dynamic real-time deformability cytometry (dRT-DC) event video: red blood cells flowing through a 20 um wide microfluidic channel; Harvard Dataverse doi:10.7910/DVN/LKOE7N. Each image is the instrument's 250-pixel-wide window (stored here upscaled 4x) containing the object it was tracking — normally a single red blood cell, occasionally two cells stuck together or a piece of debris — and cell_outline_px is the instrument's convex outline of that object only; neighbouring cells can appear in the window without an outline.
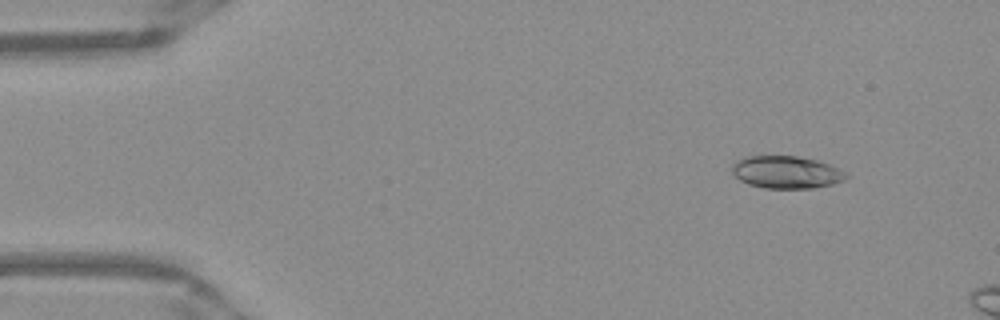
{"species": "Egyptian fruit bat (a non-hibernating species)", "species_latin": "Rousettus aegyptiacus", "temperature_condition": "warm", "stored_images_in_passage": 8, "camera_frame_rate_fps": 3000, "um_per_image_px": 0.085, "frame": {"image": 1, "passage_image": 3, "time_ms": 0.667, "image_size_px": [1000, 320], "cell_outline_px": [[848, 176], [844, 180], [832, 184], [812, 188], [764, 188], [748, 184], [740, 180], [732, 172], [732, 164], [736, 160], [744, 156], [796, 156], [816, 160], [828, 164], [844, 172]], "centroid_in_image_um": [66.79, 14.63], "position_along_channel_um": 18.2, "area_um2": 21.44}}